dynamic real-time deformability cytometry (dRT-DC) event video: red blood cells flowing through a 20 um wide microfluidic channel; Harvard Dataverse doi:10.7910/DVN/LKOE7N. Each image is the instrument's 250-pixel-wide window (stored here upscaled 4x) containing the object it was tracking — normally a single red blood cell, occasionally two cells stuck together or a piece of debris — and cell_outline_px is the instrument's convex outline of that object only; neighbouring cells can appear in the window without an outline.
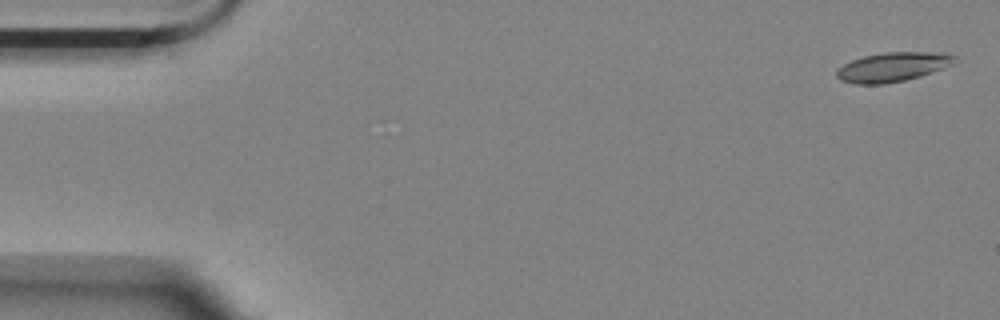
{"species": "Egyptian fruit bat (a non-hibernating species)", "species_latin": "Rousettus aegyptiacus", "temperature_condition": "room temperature", "stored_images_in_passage": 2, "camera_frame_rate_fps": 3000, "um_per_image_px": 0.085, "animal": {"sex": "female"}, "frame": {"image": 1, "passage_image": 2, "time_ms": 1.333, "image_size_px": [1000, 320], "cell_outline_px": [[956, 56], [952, 64], [932, 72], [920, 76], [904, 80], [884, 84], [856, 84], [840, 80], [836, 76], [836, 68], [852, 60], [864, 56], [884, 52], [940, 52]], "centroid_in_image_um": [75.83, 5.69], "position_along_channel_um": 9.2, "area_um2": 20.06}}